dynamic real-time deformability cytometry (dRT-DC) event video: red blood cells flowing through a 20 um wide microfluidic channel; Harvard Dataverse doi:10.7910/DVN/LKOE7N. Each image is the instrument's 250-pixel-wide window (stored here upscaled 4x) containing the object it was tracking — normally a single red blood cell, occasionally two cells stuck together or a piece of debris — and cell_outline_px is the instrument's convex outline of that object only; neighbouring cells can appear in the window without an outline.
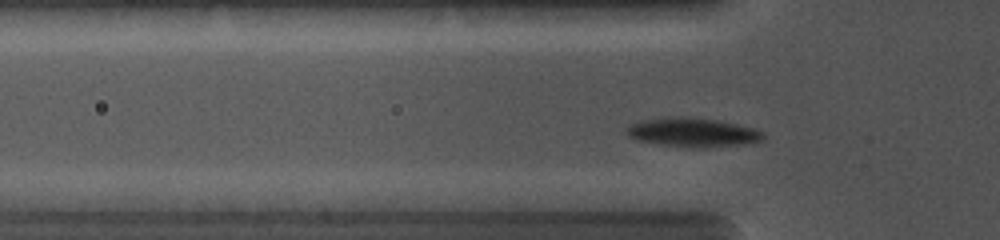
{"species": "common noctule bat (a hibernating species)", "species_latin": "Nyctalus noctula", "temperature_condition": "cold", "stored_images_in_passage": 64, "camera_frame_rate_fps": 5000, "um_per_image_px": 0.085, "animal": {"sex": "female", "body_mass_g": 19.0, "forearm_length_mm": 56.7}, "frame": {"image": 1, "passage_image": 13, "time_ms": 2.2, "image_size_px": [1000, 240], "cell_outline_px": [[764, 140], [752, 144], [708, 148], [692, 148], [636, 140], [628, 136], [628, 124], [640, 120], [664, 116], [688, 116], [720, 120], [752, 128], [764, 132]], "centroid_in_image_um": [58.92, 11.25], "position_along_channel_um": 66.9, "area_um2": 23.7}}
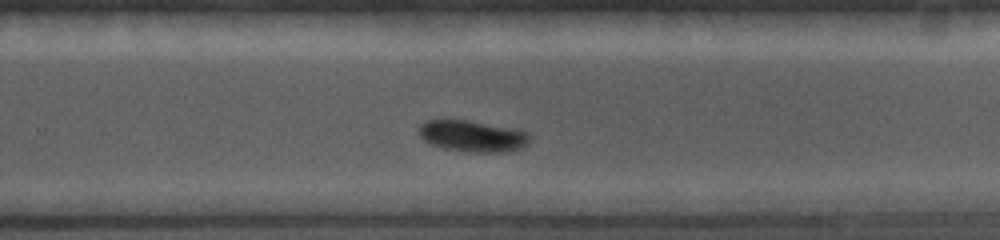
{"frame": {"image": 2, "passage_image": 44, "time_ms": 7.2, "image_size_px": [1000, 240], "cell_outline_px": [[532, 136], [520, 148], [504, 152], [476, 152], [444, 148], [432, 144], [424, 140], [420, 136], [420, 124], [428, 120], [468, 120], [516, 128], [528, 132]], "centroid_in_image_um": [40.19, 11.55], "position_along_channel_um": 289.6, "area_um2": 20.06}}
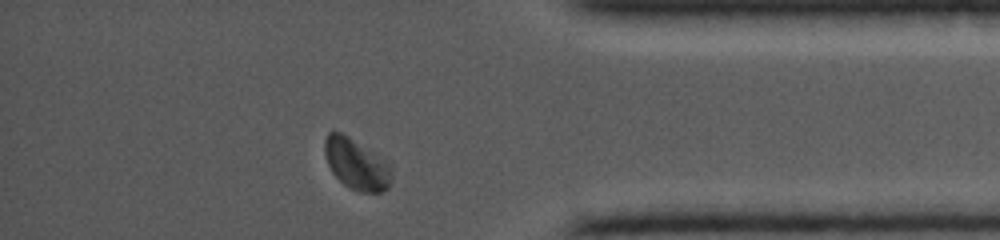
{"frame": {"image": 3, "passage_image": 60, "time_ms": 10.0, "image_size_px": [1000, 240], "cell_outline_px": [[392, 176], [388, 188], [380, 192], [360, 192], [348, 188], [332, 172], [328, 164], [324, 152], [324, 140], [328, 132], [340, 132], [348, 136], [392, 164]], "centroid_in_image_um": [30.31, 13.96], "position_along_channel_um": 404.9, "area_um2": 19.88}}